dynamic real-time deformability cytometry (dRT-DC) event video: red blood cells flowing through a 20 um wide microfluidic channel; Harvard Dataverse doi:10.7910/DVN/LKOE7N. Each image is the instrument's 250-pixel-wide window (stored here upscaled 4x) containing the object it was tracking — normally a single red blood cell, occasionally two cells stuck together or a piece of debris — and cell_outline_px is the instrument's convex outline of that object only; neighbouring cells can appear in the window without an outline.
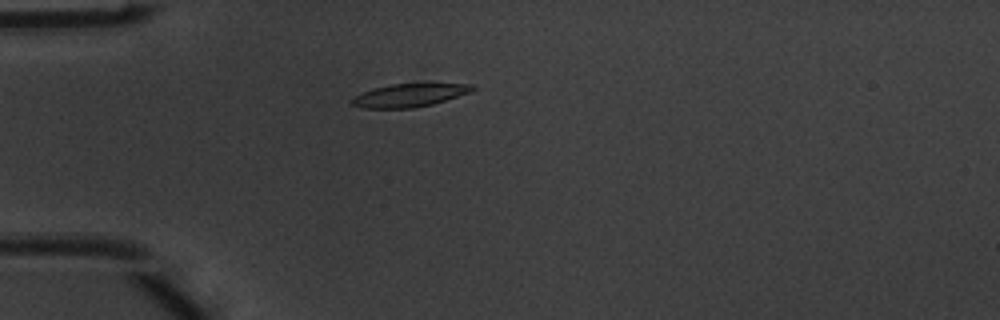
{"species": "common noctule bat (a hibernating species)", "species_latin": "Nyctalus noctula", "temperature_condition": "warm", "stored_images_in_passage": 39, "camera_frame_rate_fps": 3000, "um_per_image_px": 0.085, "animal": {"sex": "male", "body_mass_g": 20.1, "forearm_length_mm": 53.5}, "frame": {"image": 1, "passage_image": 3, "time_ms": 0.667, "image_size_px": [1000, 320], "cell_outline_px": [[476, 88], [468, 92], [432, 104], [412, 108], [364, 108], [352, 104], [352, 96], [372, 88], [392, 84], [472, 84]], "centroid_in_image_um": [34.72, 8.1], "position_along_channel_um": 50.3, "area_um2": 15.9}}
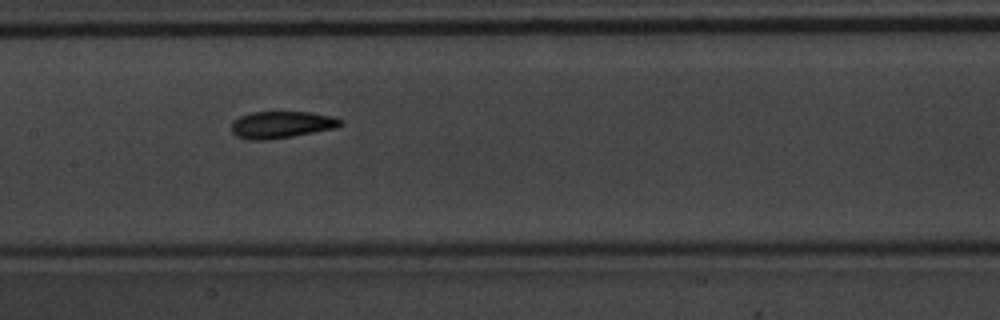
{"frame": {"image": 2, "passage_image": 14, "time_ms": 4.333, "image_size_px": [1000, 320], "cell_outline_px": [[344, 124], [336, 128], [292, 136], [264, 140], [252, 140], [236, 136], [232, 132], [232, 124], [240, 116], [252, 112], [308, 112], [332, 116], [340, 120]], "centroid_in_image_um": [23.93, 10.6], "position_along_channel_um": 183.5, "area_um2": 16.88}}
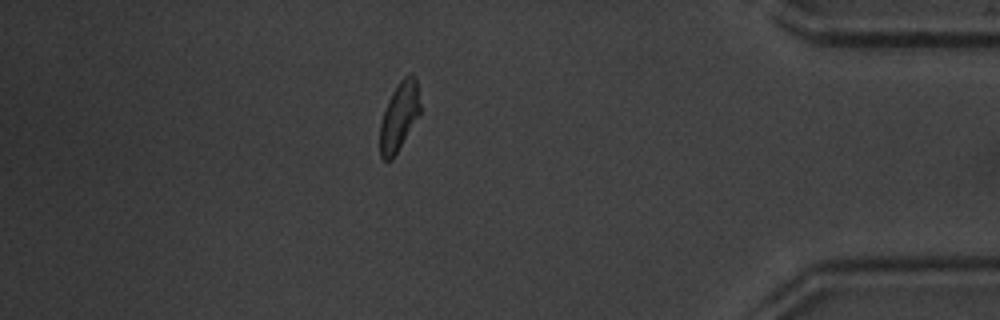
{"frame": {"image": 3, "passage_image": 33, "time_ms": 10.667, "image_size_px": [1000, 320], "cell_outline_px": [[420, 116], [392, 160], [384, 160], [380, 156], [380, 124], [388, 100], [392, 92], [400, 80], [404, 76], [412, 72], [416, 76], [420, 104]], "centroid_in_image_um": [33.95, 9.88], "position_along_channel_um": 401.2, "area_um2": 16.24}, "authors_computed_cell_mechanics": {"area_um2": 16.762, "velocity_mm_per_s": 4.0, "shape_relaxation_time_tau1_ms": 2.8545, "shape_relaxation_time_tau2_ms": 1.6813, "deformation_change_tau1": 0.1588, "deformation_change_tau2": 0.0847}}